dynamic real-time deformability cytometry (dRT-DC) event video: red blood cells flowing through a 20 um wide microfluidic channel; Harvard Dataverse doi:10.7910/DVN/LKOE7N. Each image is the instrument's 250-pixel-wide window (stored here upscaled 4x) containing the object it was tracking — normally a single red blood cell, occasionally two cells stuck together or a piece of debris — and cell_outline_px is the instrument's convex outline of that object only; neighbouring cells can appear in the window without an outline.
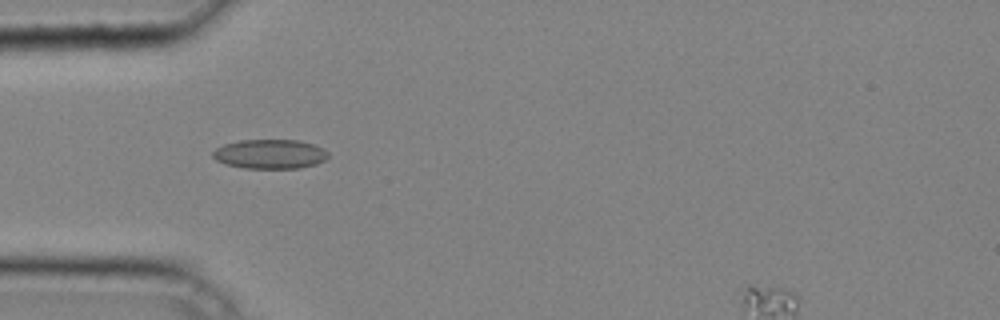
{"species": "common noctule bat (a hibernating species)", "species_latin": "Nyctalus noctula", "temperature_condition": "cold", "stored_images_in_passage": 30, "camera_frame_rate_fps": 3000, "um_per_image_px": 0.085, "animal": {"sex": "male", "body_mass_g": 20.4}, "frame": {"image": 1, "passage_image": 2, "time_ms": 0.333, "image_size_px": [1000, 320], "cell_outline_px": [[328, 156], [324, 160], [316, 164], [300, 168], [244, 168], [224, 164], [216, 160], [212, 156], [212, 152], [216, 148], [224, 144], [240, 140], [300, 140], [316, 144], [328, 152]], "centroid_in_image_um": [22.95, 13.09], "position_along_channel_um": 62.1, "area_um2": 19.88}}
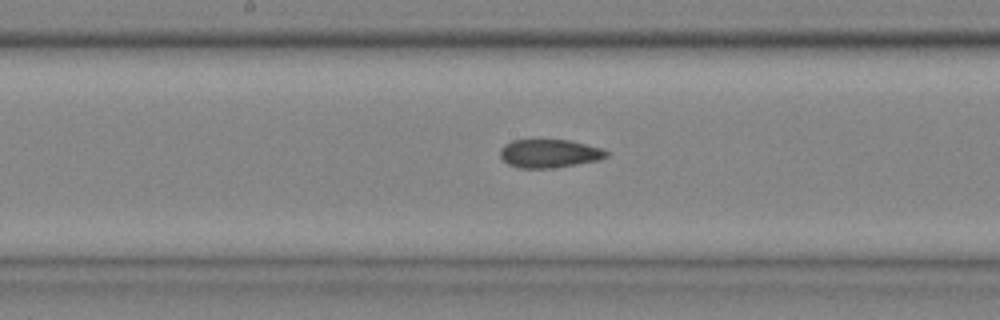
{"frame": {"image": 2, "passage_image": 11, "time_ms": 3.333, "image_size_px": [1000, 320], "cell_outline_px": [[608, 156], [600, 160], [552, 168], [520, 168], [508, 164], [500, 156], [500, 148], [504, 144], [512, 140], [568, 140], [600, 148], [608, 152]], "centroid_in_image_um": [46.67, 13.05], "position_along_channel_um": 201.5, "area_um2": 17.46}}
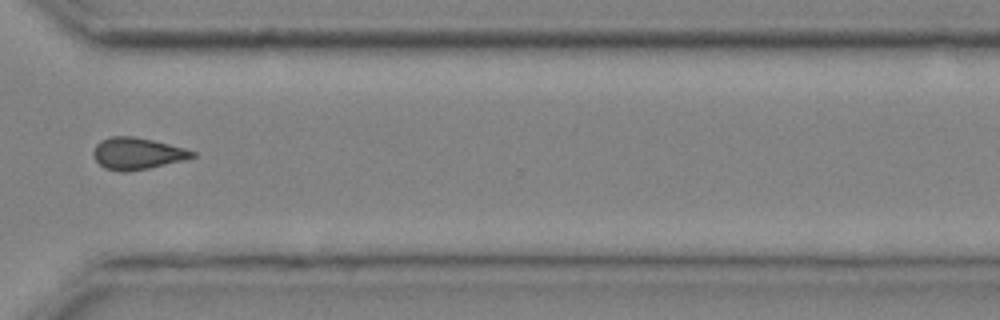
{"frame": {"image": 3, "passage_image": 21, "time_ms": 6.667, "image_size_px": [1000, 320], "cell_outline_px": [[196, 156], [188, 160], [128, 172], [124, 172], [104, 168], [96, 160], [92, 152], [96, 144], [100, 140], [108, 136], [132, 136], [152, 140], [184, 148], [196, 152]], "centroid_in_image_um": [11.67, 13.05], "position_along_channel_um": 358.9, "area_um2": 18.44}}